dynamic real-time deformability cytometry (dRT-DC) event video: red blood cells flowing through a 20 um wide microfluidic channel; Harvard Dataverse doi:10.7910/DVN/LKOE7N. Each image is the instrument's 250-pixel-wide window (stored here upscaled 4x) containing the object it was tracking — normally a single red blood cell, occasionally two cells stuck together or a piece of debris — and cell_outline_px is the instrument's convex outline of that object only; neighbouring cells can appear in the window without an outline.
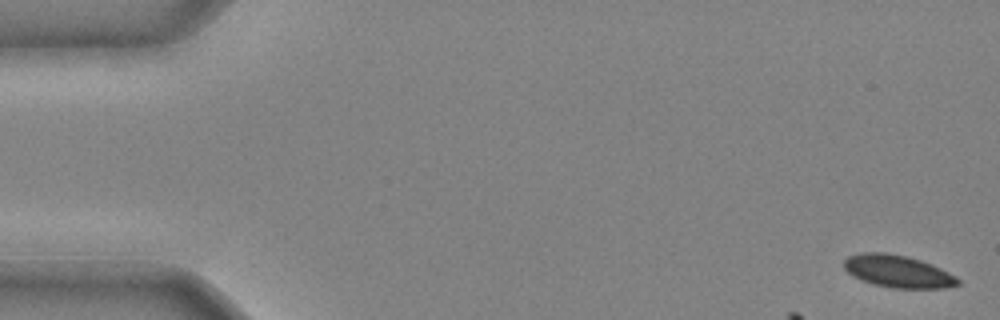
{"species": "common noctule bat (a hibernating species)", "species_latin": "Nyctalus noctula", "temperature_condition": "cold", "stored_images_in_passage": 11, "camera_frame_rate_fps": 3000, "um_per_image_px": 0.085, "animal": {"sex": "male", "body_mass_g": 20.4}, "frame": {"image": 1, "passage_image": 1, "time_ms": 0.0, "image_size_px": [1000, 320], "cell_outline_px": [[960, 284], [944, 288], [892, 288], [872, 284], [852, 276], [844, 268], [844, 260], [848, 256], [860, 252], [884, 252], [904, 256], [920, 260], [932, 264], [956, 276], [960, 280]], "centroid_in_image_um": [76.3, 23.06], "position_along_channel_um": 8.7, "area_um2": 21.5}}
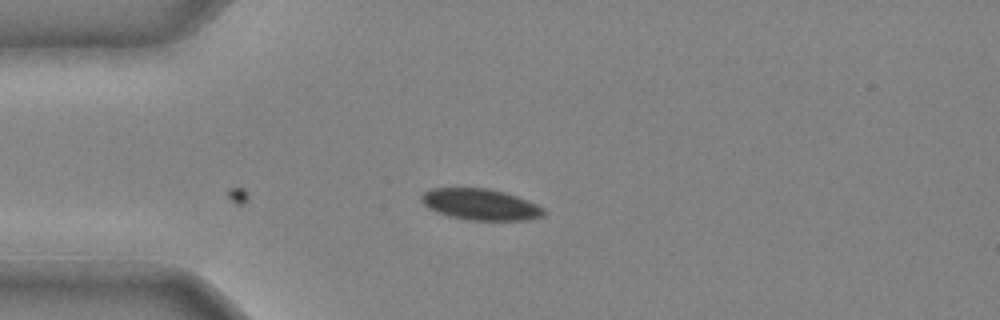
{"frame": {"image": 2, "passage_image": 11, "time_ms": 3.333, "image_size_px": [1000, 320], "cell_outline_px": [[544, 216], [528, 220], [468, 220], [448, 216], [436, 212], [428, 208], [420, 200], [420, 196], [424, 192], [432, 188], [488, 188], [504, 192], [528, 200], [544, 208]], "centroid_in_image_um": [40.82, 17.38], "position_along_channel_um": 44.2, "area_um2": 22.37}}